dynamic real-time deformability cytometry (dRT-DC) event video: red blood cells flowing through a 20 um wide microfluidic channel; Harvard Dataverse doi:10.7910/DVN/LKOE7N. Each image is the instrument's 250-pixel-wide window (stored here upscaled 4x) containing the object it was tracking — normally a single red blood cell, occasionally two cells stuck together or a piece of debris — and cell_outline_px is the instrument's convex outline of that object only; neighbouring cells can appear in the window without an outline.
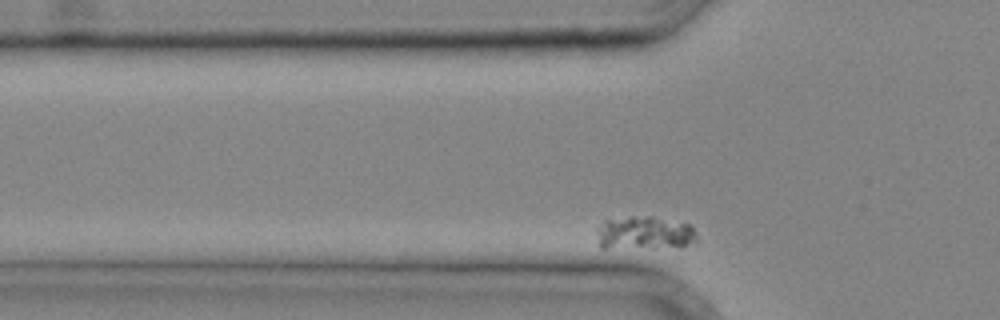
{"species": "common noctule bat (a hibernating species)", "species_latin": "Nyctalus noctula", "temperature_condition": "cold", "stored_images_in_passage": 24, "camera_frame_rate_fps": 3000, "um_per_image_px": 0.085, "animal": {"sex": "male", "body_mass_g": 20.4}, "frame": {"image": 1, "passage_image": 2, "time_ms": 0.333, "image_size_px": [1000, 320], "cell_outline_px": [[696, 240], [680, 248], [600, 248], [596, 232], [596, 228], [604, 220], [628, 216], [652, 216], [688, 224], [692, 228], [696, 236]], "centroid_in_image_um": [54.73, 19.82], "position_along_channel_um": 71.1, "area_um2": 19.83}}
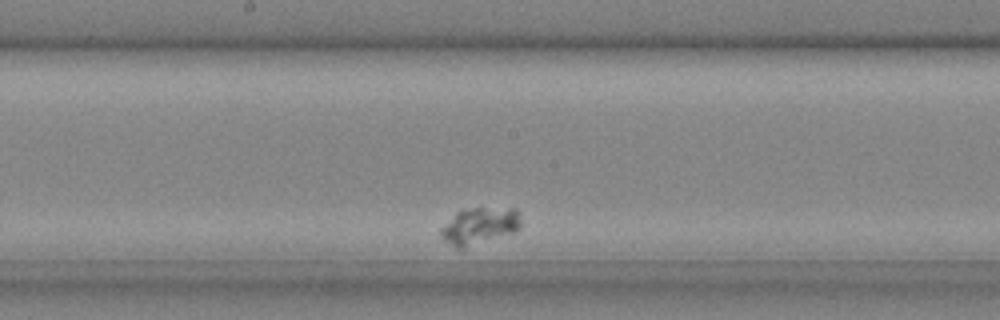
{"frame": {"image": 2, "passage_image": 12, "time_ms": 3.667, "image_size_px": [1000, 320], "cell_outline_px": [[520, 228], [516, 232], [464, 248], [456, 248], [444, 240], [440, 236], [440, 228], [456, 212], [464, 208], [516, 208], [520, 212]], "centroid_in_image_um": [40.77, 19.19], "position_along_channel_um": 207.4, "area_um2": 17.4}}
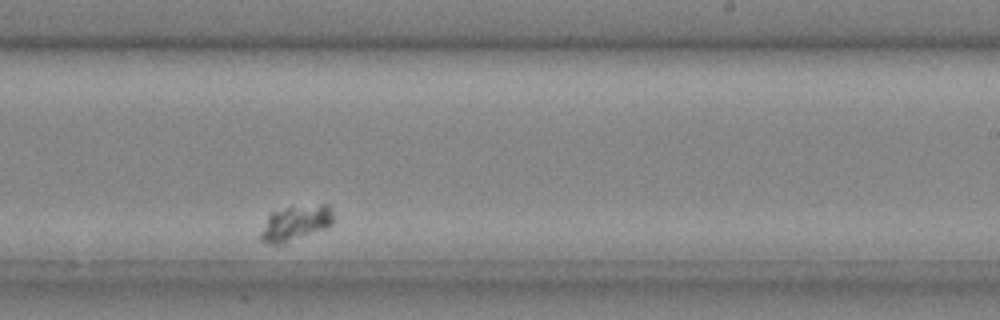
{"frame": {"image": 3, "passage_image": 16, "time_ms": 5.0, "image_size_px": [1000, 320], "cell_outline_px": [[336, 220], [328, 228], [284, 244], [272, 244], [260, 240], [260, 232], [268, 216], [272, 212], [288, 208], [320, 204], [328, 204]], "centroid_in_image_um": [25.17, 18.99], "position_along_channel_um": 263.8, "area_um2": 15.03}}